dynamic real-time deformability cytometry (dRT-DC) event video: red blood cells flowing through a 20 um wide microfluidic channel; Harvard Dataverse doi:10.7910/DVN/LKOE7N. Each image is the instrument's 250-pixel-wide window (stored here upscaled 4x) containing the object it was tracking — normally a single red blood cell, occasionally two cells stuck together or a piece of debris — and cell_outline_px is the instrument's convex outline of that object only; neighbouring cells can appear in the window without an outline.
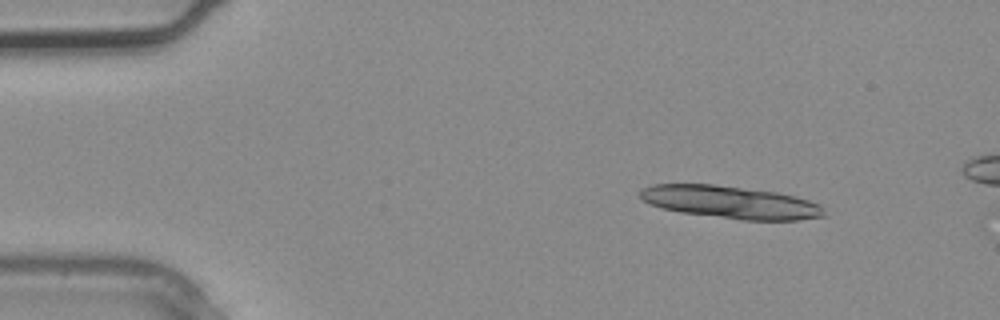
{"species": "common noctule bat (a hibernating species)", "species_latin": "Nyctalus noctula", "temperature_condition": "warm", "stored_images_in_passage": 3, "camera_frame_rate_fps": 3000, "um_per_image_px": 0.085, "animal": {"sex": "male", "body_mass_g": 20.4}, "frame": {"image": 1, "passage_image": 1, "time_ms": 0.0, "image_size_px": [1000, 320], "cell_outline_px": [[824, 216], [800, 220], [740, 220], [680, 212], [660, 208], [644, 200], [640, 196], [640, 188], [652, 184], [712, 184], [776, 192], [796, 196], [820, 204], [824, 212]], "centroid_in_image_um": [62.08, 17.19], "position_along_channel_um": 22.9, "area_um2": 34.91}}